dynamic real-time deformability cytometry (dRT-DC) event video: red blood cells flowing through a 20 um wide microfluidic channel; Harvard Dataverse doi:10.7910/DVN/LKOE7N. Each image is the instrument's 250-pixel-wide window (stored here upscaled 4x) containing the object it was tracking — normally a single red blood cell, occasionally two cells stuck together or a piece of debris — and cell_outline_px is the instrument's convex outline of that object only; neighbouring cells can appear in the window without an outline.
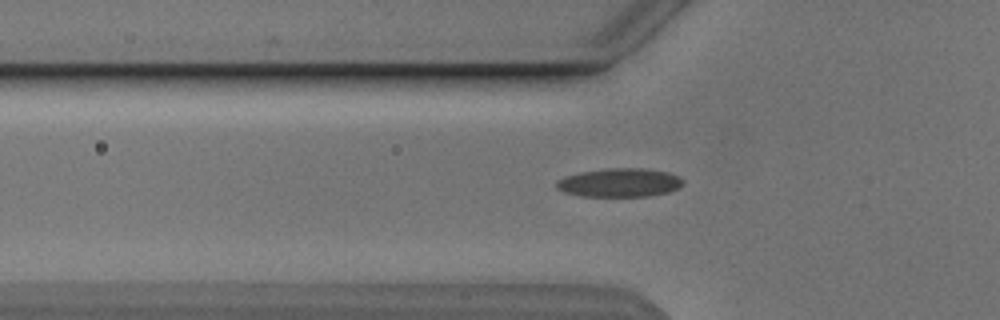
{"species": "Egyptian fruit bat (a non-hibernating species)", "species_latin": "Rousettus aegyptiacus", "temperature_condition": "cold", "stored_images_in_passage": 36, "camera_frame_rate_fps": 3000, "um_per_image_px": 0.085, "animal": {"sex": "male"}, "frame": {"image": 1, "passage_image": 4, "time_ms": 1.0, "image_size_px": [1000, 320], "cell_outline_px": [[684, 180], [676, 188], [668, 192], [648, 196], [580, 196], [564, 192], [556, 188], [556, 180], [564, 176], [580, 172], [608, 168], [640, 168], [668, 172]], "centroid_in_image_um": [52.59, 15.52], "position_along_channel_um": 73.2, "area_um2": 20.98}}
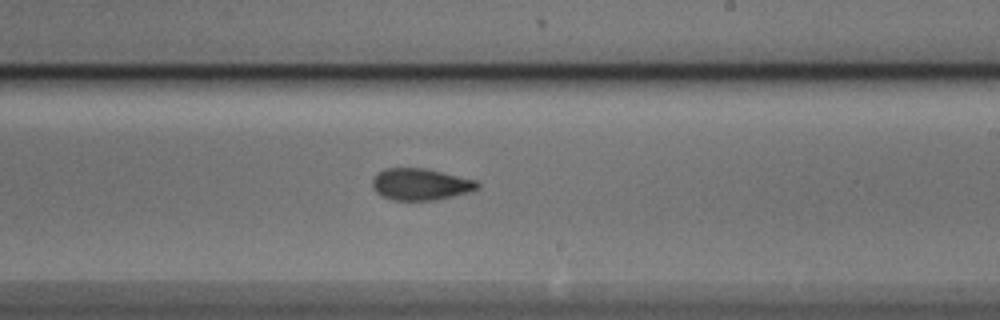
{"frame": {"image": 2, "passage_image": 18, "time_ms": 5.667, "image_size_px": [1000, 320], "cell_outline_px": [[480, 188], [468, 192], [436, 200], [392, 200], [380, 196], [372, 188], [372, 180], [384, 168], [424, 168], [476, 180], [480, 184]], "centroid_in_image_um": [35.73, 15.67], "position_along_channel_um": 253.3, "area_um2": 19.36}}
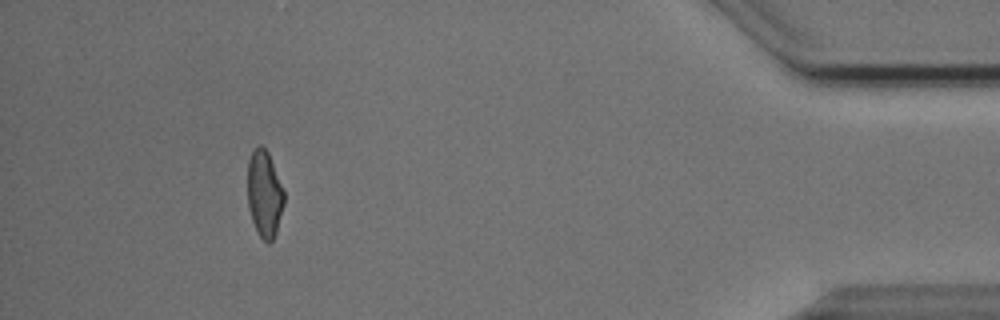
{"frame": {"image": 3, "passage_image": 35, "time_ms": 11.333, "image_size_px": [1000, 320], "cell_outline_px": [[284, 204], [276, 232], [272, 240], [268, 244], [260, 236], [252, 220], [248, 204], [248, 160], [252, 152], [260, 144], [268, 152], [284, 192]], "centroid_in_image_um": [22.47, 16.48], "position_along_channel_um": 412.7, "area_um2": 18.09}}